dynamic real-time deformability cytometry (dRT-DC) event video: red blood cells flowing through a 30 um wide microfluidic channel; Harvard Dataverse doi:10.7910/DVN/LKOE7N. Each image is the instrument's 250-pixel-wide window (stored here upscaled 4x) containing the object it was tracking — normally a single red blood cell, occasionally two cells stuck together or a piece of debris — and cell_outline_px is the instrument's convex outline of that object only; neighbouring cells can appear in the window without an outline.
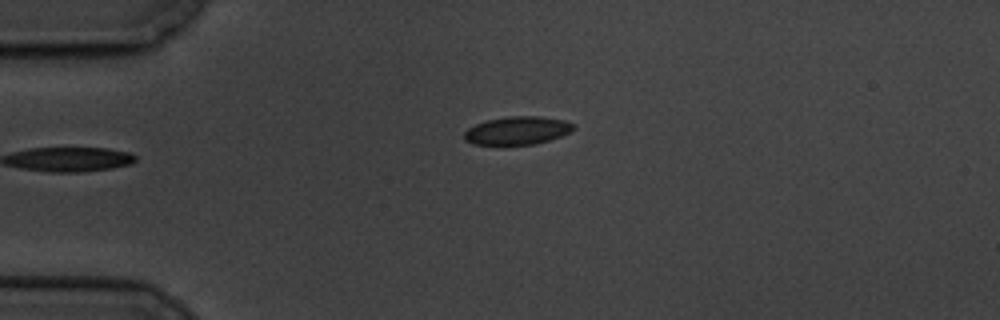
{"species": "common noctule bat (a hibernating species)", "species_latin": "Nyctalus noctula", "temperature_condition": "cold", "stored_images_in_passage": 3, "camera_frame_rate_fps": 3000, "um_per_image_px": 0.085, "animal": {"sex": "male", "body_mass_g": 19.5, "forearm_length_mm": 54.6}, "frame": {"image": 1, "passage_image": 3, "time_ms": 2.333, "image_size_px": [1000, 320], "cell_outline_px": [[576, 128], [572, 132], [548, 140], [532, 144], [472, 144], [464, 140], [464, 132], [468, 128], [476, 124], [488, 120], [512, 116], [540, 116], [564, 120], [576, 124]], "centroid_in_image_um": [44.01, 11.09], "position_along_channel_um": 41.0, "area_um2": 17.8}}